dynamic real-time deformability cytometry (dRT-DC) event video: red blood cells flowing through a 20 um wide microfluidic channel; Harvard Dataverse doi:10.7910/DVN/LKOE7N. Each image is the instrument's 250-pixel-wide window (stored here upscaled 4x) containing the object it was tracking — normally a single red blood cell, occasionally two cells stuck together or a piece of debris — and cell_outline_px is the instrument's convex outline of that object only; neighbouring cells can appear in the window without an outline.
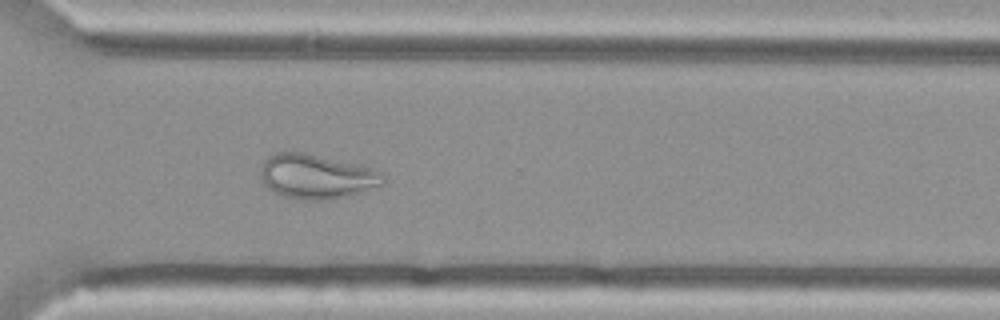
{"species": "Egyptian fruit bat (a non-hibernating species)", "species_latin": "Rousettus aegyptiacus", "temperature_condition": "cold", "stored_images_in_passage": 39, "camera_frame_rate_fps": 3000, "um_per_image_px": 0.085, "animal": {"sex": "female"}, "frame": {"image": 1, "passage_image": 34, "time_ms": 11.0, "image_size_px": [1000, 320], "cell_outline_px": [[384, 184], [360, 192], [344, 196], [324, 200], [304, 200], [284, 196], [268, 188], [264, 184], [260, 176], [260, 168], [264, 160], [268, 156], [276, 152], [304, 152], [364, 164], [380, 172], [384, 176]], "centroid_in_image_um": [26.91, 14.97], "position_along_channel_um": 343.7, "area_um2": 32.02}}